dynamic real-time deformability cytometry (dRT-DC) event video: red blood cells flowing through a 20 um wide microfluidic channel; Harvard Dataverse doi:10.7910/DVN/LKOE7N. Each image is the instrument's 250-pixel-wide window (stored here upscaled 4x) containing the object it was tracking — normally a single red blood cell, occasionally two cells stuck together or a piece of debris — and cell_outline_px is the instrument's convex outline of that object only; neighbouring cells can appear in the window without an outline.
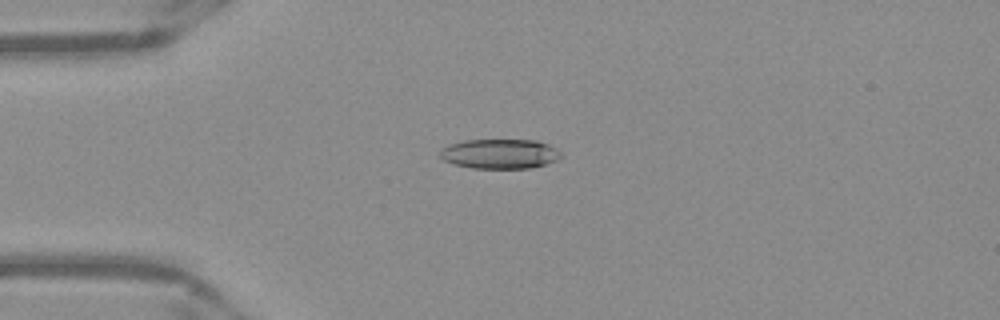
{"species": "Egyptian fruit bat (a non-hibernating species)", "species_latin": "Rousettus aegyptiacus", "temperature_condition": "warm", "stored_images_in_passage": 23, "camera_frame_rate_fps": 3000, "um_per_image_px": 0.085, "frame": {"image": 1, "passage_image": 3, "time_ms": 0.667, "image_size_px": [1000, 320], "cell_outline_px": [[564, 156], [556, 160], [544, 164], [528, 168], [472, 168], [456, 164], [444, 160], [440, 156], [440, 152], [448, 144], [464, 140], [536, 140], [548, 144], [556, 148]], "centroid_in_image_um": [42.51, 13.06], "position_along_channel_um": 42.5, "area_um2": 20.81}}
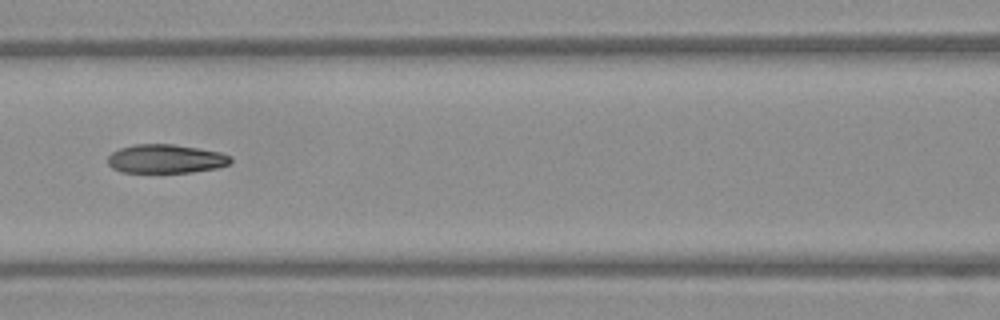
{"frame": {"image": 2, "passage_image": 13, "time_ms": 4.0, "image_size_px": [1000, 320], "cell_outline_px": [[232, 160], [228, 164], [216, 168], [192, 172], [120, 172], [112, 168], [108, 164], [108, 156], [112, 152], [120, 148], [132, 144], [172, 144], [220, 152], [232, 156]], "centroid_in_image_um": [14.07, 13.5], "position_along_channel_um": 152.5, "area_um2": 20.58}}
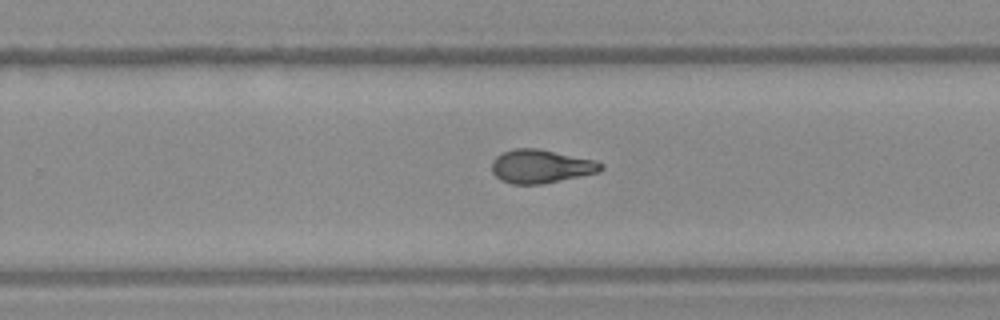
{"frame": {"image": 3, "passage_image": 23, "time_ms": 7.333, "image_size_px": [1000, 320], "cell_outline_px": [[604, 168], [600, 172], [540, 184], [512, 184], [500, 180], [492, 172], [492, 160], [500, 152], [512, 148], [536, 148], [596, 160], [604, 164]], "centroid_in_image_um": [45.96, 14.13], "position_along_channel_um": 283.8, "area_um2": 21.44}}